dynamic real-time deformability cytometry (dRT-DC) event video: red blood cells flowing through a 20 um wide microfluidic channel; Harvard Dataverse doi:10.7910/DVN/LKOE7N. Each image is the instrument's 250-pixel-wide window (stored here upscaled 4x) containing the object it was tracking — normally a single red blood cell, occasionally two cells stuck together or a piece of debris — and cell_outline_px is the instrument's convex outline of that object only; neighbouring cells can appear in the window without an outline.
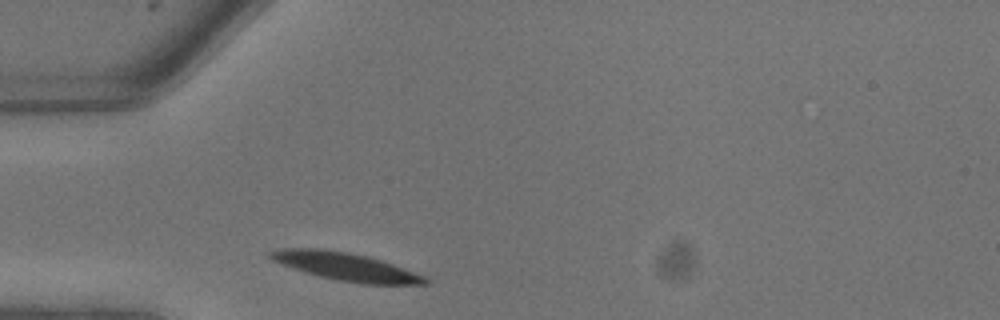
{"species": "common noctule bat (a hibernating species)", "species_latin": "Nyctalus noctula", "temperature_condition": "warm", "stored_images_in_passage": 4, "camera_frame_rate_fps": 3000, "um_per_image_px": 0.085, "animal": {"sex": "male", "body_mass_g": 13.3}, "frame": {"image": 1, "passage_image": 1, "time_ms": 0.0, "image_size_px": [1000, 320], "cell_outline_px": [[428, 284], [360, 284], [336, 280], [304, 272], [292, 268], [272, 260], [264, 252], [280, 248], [320, 248], [348, 252], [368, 256], [392, 264], [424, 276], [428, 280]], "centroid_in_image_um": [29.31, 22.65], "position_along_channel_um": 55.7, "area_um2": 25.2}}
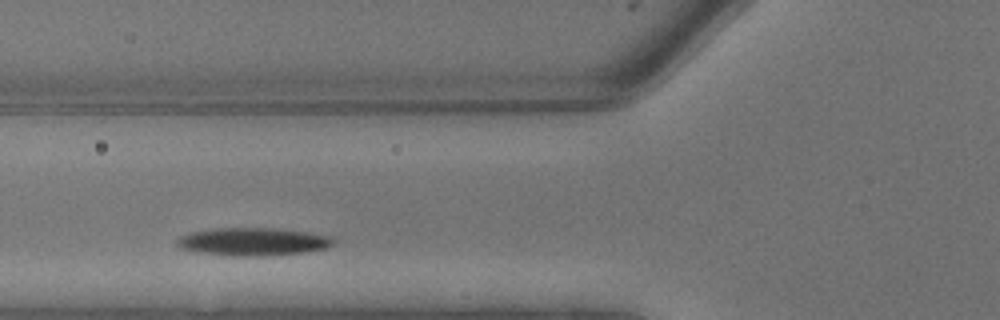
{"frame": {"image": 2, "passage_image": 3, "time_ms": 0.667, "image_size_px": [1000, 320], "cell_outline_px": [[336, 244], [324, 248], [304, 252], [252, 256], [236, 256], [204, 252], [180, 248], [176, 244], [176, 240], [180, 236], [192, 232], [216, 228], [276, 228], [308, 232], [332, 236], [336, 240]], "centroid_in_image_um": [21.56, 20.52], "position_along_channel_um": 104.2, "area_um2": 25.14}}